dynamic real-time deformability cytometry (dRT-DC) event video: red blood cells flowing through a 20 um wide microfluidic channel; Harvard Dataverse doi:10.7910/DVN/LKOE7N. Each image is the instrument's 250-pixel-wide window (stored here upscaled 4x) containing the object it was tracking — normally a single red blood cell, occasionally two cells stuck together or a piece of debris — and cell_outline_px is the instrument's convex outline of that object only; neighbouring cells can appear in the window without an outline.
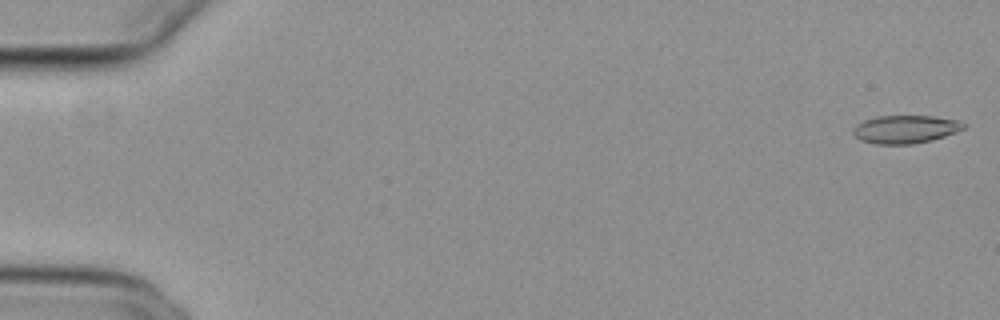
{"species": "common noctule bat (a hibernating species)", "species_latin": "Nyctalus noctula", "temperature_condition": "cold", "stored_images_in_passage": 55, "camera_frame_rate_fps": 3000, "um_per_image_px": 0.085, "animal": {"sex": "female", "body_mass_g": 29.2, "forearm_length_mm": 56.3}, "frame": {"image": 1, "passage_image": 1, "time_ms": 0.0, "image_size_px": [1000, 320], "cell_outline_px": [[968, 124], [964, 128], [956, 132], [932, 140], [912, 144], [876, 144], [860, 140], [852, 132], [852, 128], [856, 124], [864, 120], [876, 116], [936, 116], [960, 120]], "centroid_in_image_um": [76.97, 10.98], "position_along_channel_um": 8.0, "area_um2": 18.26}}
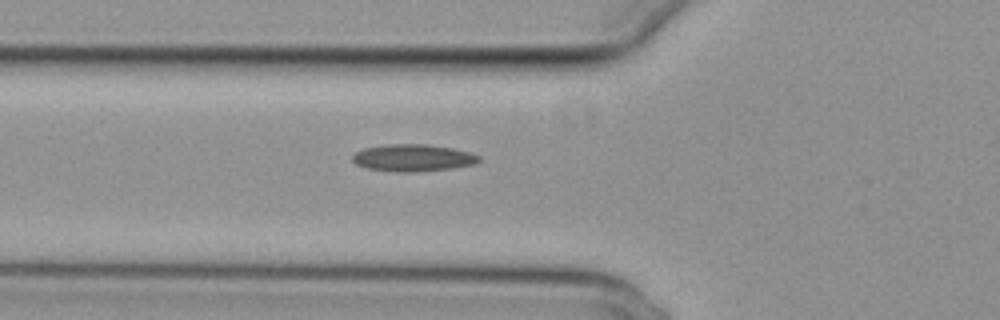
{"frame": {"image": 2, "passage_image": 20, "time_ms": 6.333, "image_size_px": [1000, 320], "cell_outline_px": [[480, 160], [472, 164], [452, 168], [416, 172], [396, 172], [368, 168], [356, 164], [352, 160], [352, 156], [356, 152], [364, 148], [388, 144], [424, 144], [452, 148], [468, 152], [480, 156]], "centroid_in_image_um": [35.08, 13.42], "position_along_channel_um": 90.7, "area_um2": 19.77}}
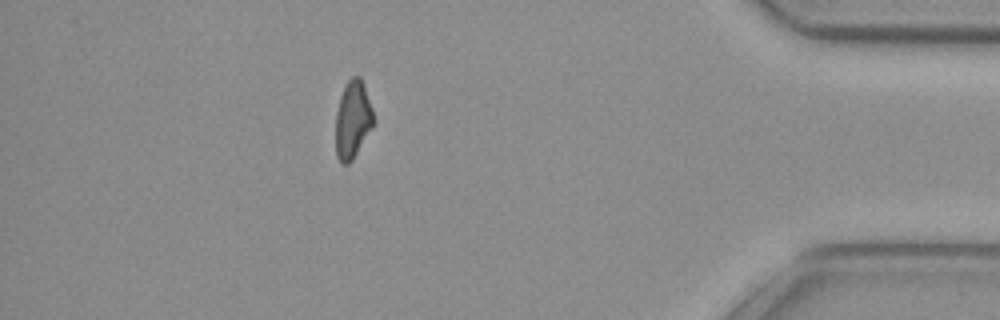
{"frame": {"image": 3, "passage_image": 48, "time_ms": 15.667, "image_size_px": [1000, 320], "cell_outline_px": [[372, 128], [352, 160], [348, 164], [340, 164], [336, 156], [336, 112], [340, 96], [348, 80], [352, 76], [360, 76], [364, 84], [372, 108]], "centroid_in_image_um": [29.96, 10.18], "position_along_channel_um": 405.2, "area_um2": 16.99}}